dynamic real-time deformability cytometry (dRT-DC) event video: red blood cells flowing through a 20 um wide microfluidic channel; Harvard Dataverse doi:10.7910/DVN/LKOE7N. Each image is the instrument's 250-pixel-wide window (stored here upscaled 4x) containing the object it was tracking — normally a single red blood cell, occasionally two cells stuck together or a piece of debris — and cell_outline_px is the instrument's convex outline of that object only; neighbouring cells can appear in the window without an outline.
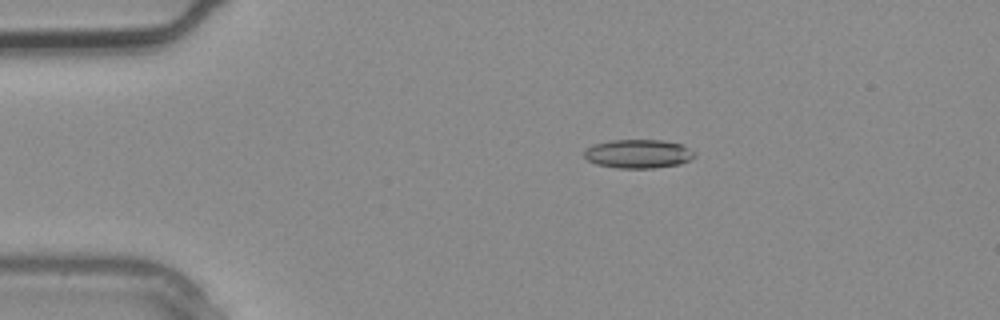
{"species": "common noctule bat (a hibernating species)", "species_latin": "Nyctalus noctula", "temperature_condition": "warm", "stored_images_in_passage": 3, "camera_frame_rate_fps": 3000, "um_per_image_px": 0.085, "animal": {"sex": "male", "body_mass_g": 20.4}, "frame": {"image": 1, "passage_image": 2, "time_ms": 0.333, "image_size_px": [1000, 320], "cell_outline_px": [[696, 156], [680, 164], [652, 168], [616, 168], [596, 164], [588, 160], [584, 156], [584, 148], [592, 144], [612, 140], [664, 140], [684, 144], [696, 152]], "centroid_in_image_um": [54.26, 13.06], "position_along_channel_um": 30.7, "area_um2": 18.79}}
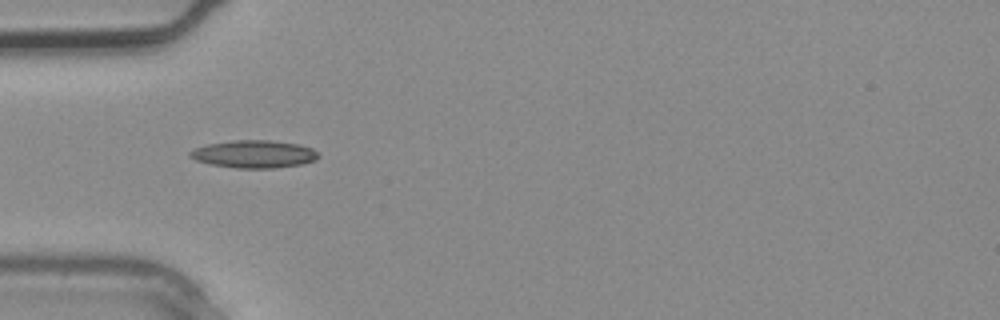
{"frame": {"image": 2, "passage_image": 3, "time_ms": 0.667, "image_size_px": [1000, 320], "cell_outline_px": [[320, 156], [316, 160], [300, 164], [276, 168], [236, 168], [212, 164], [196, 160], [188, 156], [188, 152], [196, 148], [208, 144], [232, 140], [268, 140], [296, 144], [312, 148]], "centroid_in_image_um": [21.58, 13.1], "position_along_channel_um": 63.4, "area_um2": 20.52}}